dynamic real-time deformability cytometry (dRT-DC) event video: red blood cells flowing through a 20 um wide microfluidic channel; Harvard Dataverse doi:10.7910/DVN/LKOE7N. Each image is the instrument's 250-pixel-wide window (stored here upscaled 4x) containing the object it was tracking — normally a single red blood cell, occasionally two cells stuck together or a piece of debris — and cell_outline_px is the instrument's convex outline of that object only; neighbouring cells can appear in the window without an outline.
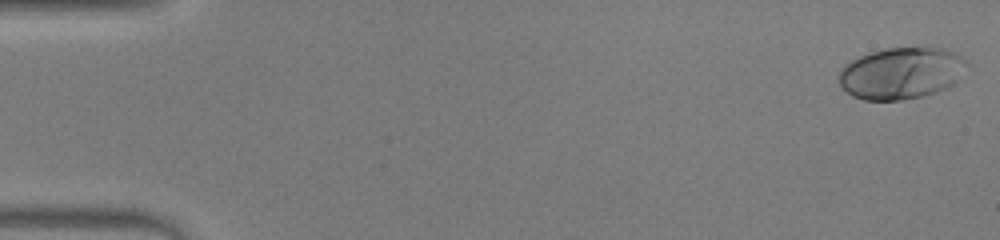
{"species": "human", "species_latin": "Homo sapiens", "temperature_condition": "warm", "stored_images_in_passage": 48, "camera_frame_rate_fps": 3000, "um_per_image_px": 0.085, "donor": {"sex": "male"}, "frame": {"image": 1, "passage_image": 1, "time_ms": 0.0, "image_size_px": [1000, 240], "cell_outline_px": [[964, 60], [956, 80], [948, 88], [924, 96], [900, 100], [864, 100], [852, 96], [840, 84], [840, 68], [844, 64], [868, 52], [884, 48], [944, 48], [956, 52]], "centroid_in_image_um": [76.54, 6.22], "position_along_channel_um": 8.5, "area_um2": 38.03}}
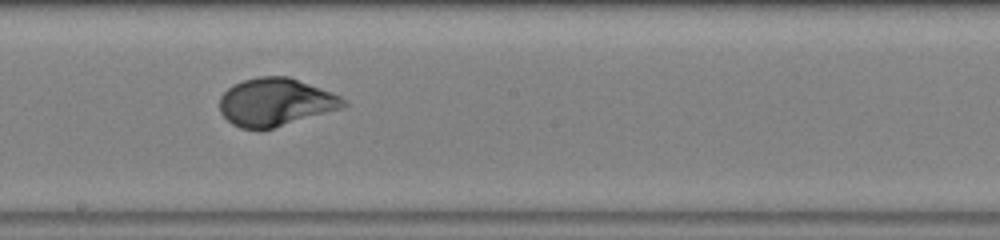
{"frame": {"image": 2, "passage_image": 27, "time_ms": 8.667, "image_size_px": [1000, 240], "cell_outline_px": [[348, 104], [344, 108], [260, 132], [240, 128], [232, 124], [220, 112], [220, 96], [232, 84], [244, 80], [260, 76], [288, 76], [320, 88], [340, 96], [348, 100]], "centroid_in_image_um": [23.42, 8.71], "position_along_channel_um": 224.8, "area_um2": 34.97}}
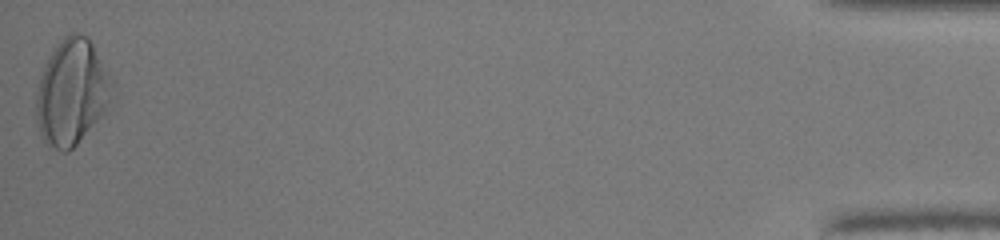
{"frame": {"image": 3, "passage_image": 48, "time_ms": 15.667, "image_size_px": [1000, 240], "cell_outline_px": [[116, 84], [104, 112], [76, 144], [68, 152], [64, 152], [48, 148], [40, 136], [36, 124], [36, 96], [40, 76], [44, 64], [60, 40], [64, 36], [72, 32], [80, 32], [88, 36]], "centroid_in_image_um": [6.09, 7.83], "position_along_channel_um": 429.1, "area_um2": 47.11}, "authors_computed_cell_mechanics": {"area_um2": 34.969, "velocity_mm_per_s": 4.2757, "shape_relaxation_time_tau1_ms": 2.7942, "shape_relaxation_time_tau2_ms": null, "deformation_change_tau1": 0.1947, "deformation_change_tau2": null}}